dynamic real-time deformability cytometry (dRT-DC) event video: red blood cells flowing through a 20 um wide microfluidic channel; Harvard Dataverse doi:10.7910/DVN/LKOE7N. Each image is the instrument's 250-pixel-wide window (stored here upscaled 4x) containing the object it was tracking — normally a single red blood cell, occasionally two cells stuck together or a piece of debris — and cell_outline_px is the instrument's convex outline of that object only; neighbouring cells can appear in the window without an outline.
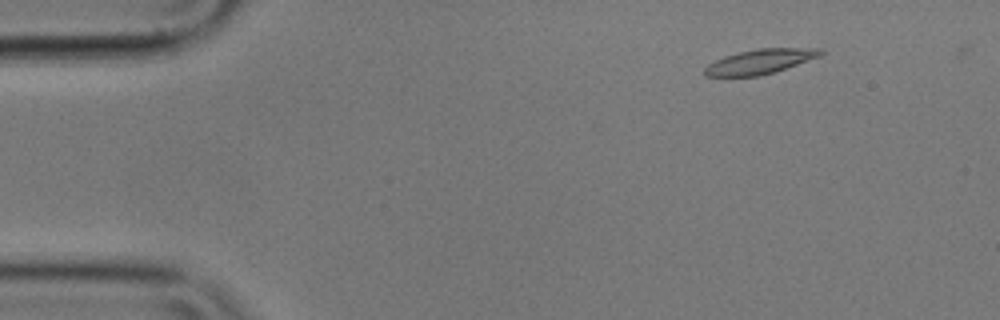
{"species": "common noctule bat (a hibernating species)", "species_latin": "Nyctalus noctula", "temperature_condition": "cold", "stored_images_in_passage": 9, "camera_frame_rate_fps": 3000, "um_per_image_px": 0.085, "animal": {"sex": "male", "body_mass_g": 17.9}, "frame": {"image": 1, "passage_image": 1, "time_ms": 0.0, "image_size_px": [1000, 320], "cell_outline_px": [[824, 52], [820, 56], [776, 72], [760, 76], [704, 76], [704, 68], [708, 64], [724, 56], [756, 48], [820, 48]], "centroid_in_image_um": [64.61, 5.23], "position_along_channel_um": 20.4, "area_um2": 16.7}}